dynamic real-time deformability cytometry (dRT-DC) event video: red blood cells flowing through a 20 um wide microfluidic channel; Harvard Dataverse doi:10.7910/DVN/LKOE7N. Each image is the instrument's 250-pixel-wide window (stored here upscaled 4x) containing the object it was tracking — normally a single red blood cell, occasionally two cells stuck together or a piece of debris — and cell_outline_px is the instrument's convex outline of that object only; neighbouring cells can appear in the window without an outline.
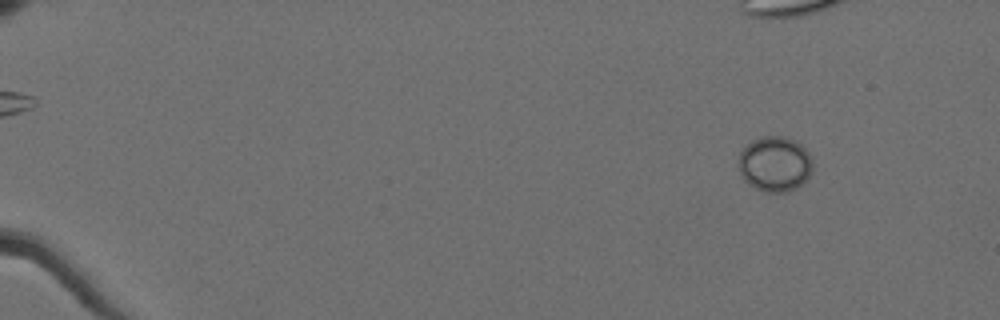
{"species": "Egyptian fruit bat (a non-hibernating species)", "species_latin": "Rousettus aegyptiacus", "temperature_condition": "cold", "stored_images_in_passage": 59, "camera_frame_rate_fps": 3000, "um_per_image_px": 0.085, "animal": {"sex": "female"}, "frame": {"image": 1, "passage_image": 6, "time_ms": 1.667, "image_size_px": [1000, 320], "cell_outline_px": [[812, 172], [796, 188], [788, 192], [760, 192], [748, 184], [744, 180], [736, 164], [740, 152], [752, 140], [760, 136], [784, 136], [796, 140], [808, 152], [812, 160]], "centroid_in_image_um": [65.83, 13.94], "position_along_channel_um": 19.2, "area_um2": 24.22}}
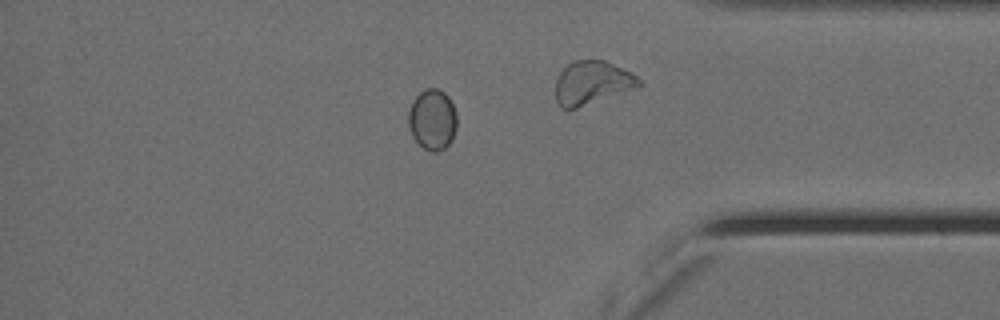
{"frame": {"image": 2, "passage_image": 51, "time_ms": 16.667, "image_size_px": [1000, 320], "cell_outline_px": [[456, 128], [452, 140], [444, 148], [436, 152], [432, 152], [424, 148], [412, 136], [408, 124], [408, 112], [412, 100], [420, 92], [428, 88], [436, 88], [444, 92], [448, 96], [456, 112]], "centroid_in_image_um": [36.75, 10.15], "position_along_channel_um": 398.5, "area_um2": 17.17}}
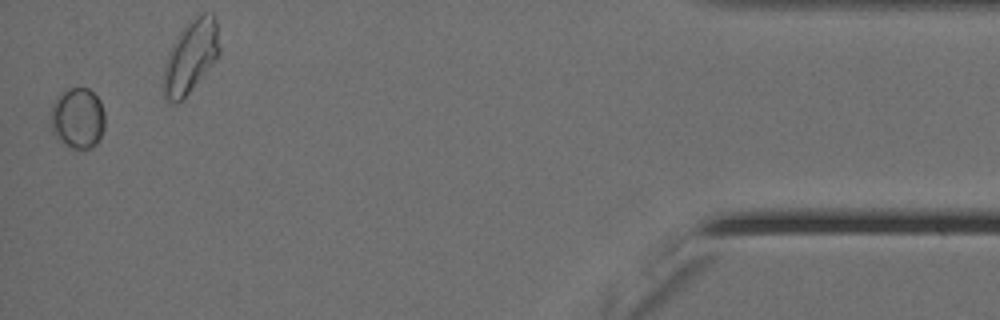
{"frame": {"image": 3, "passage_image": 58, "time_ms": 19.0, "image_size_px": [1000, 320], "cell_outline_px": [[104, 128], [100, 140], [92, 148], [64, 148], [56, 140], [52, 132], [52, 100], [60, 92], [68, 88], [88, 88], [100, 100], [104, 112]], "centroid_in_image_um": [6.58, 10.07], "position_along_channel_um": 428.6, "area_um2": 19.71}}